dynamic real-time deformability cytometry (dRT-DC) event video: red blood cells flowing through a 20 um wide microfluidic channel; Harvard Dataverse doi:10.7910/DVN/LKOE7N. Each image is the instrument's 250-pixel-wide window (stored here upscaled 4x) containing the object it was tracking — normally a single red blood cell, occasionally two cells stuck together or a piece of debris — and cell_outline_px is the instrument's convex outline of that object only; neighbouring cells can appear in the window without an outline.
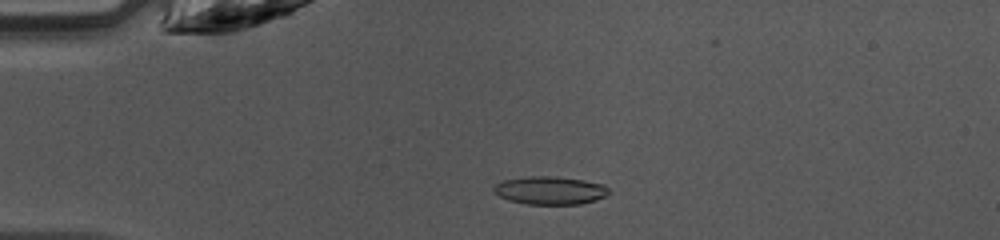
{"species": "common noctule bat (a hibernating species)", "species_latin": "Nyctalus noctula", "temperature_condition": "warm", "stored_images_in_passage": 47, "camera_frame_rate_fps": 3000, "um_per_image_px": 0.085, "animal": {"sex": "female", "body_mass_g": 10.0, "forearm_length_mm": 53.1}, "frame": {"image": 1, "passage_image": 11, "time_ms": 3.333, "image_size_px": [1000, 240], "cell_outline_px": [[612, 192], [608, 196], [596, 200], [580, 204], [524, 204], [508, 200], [500, 196], [492, 188], [496, 184], [504, 180], [528, 176], [552, 176], [584, 180], [604, 184]], "centroid_in_image_um": [46.81, 16.19], "position_along_channel_um": 38.2, "area_um2": 18.96}}
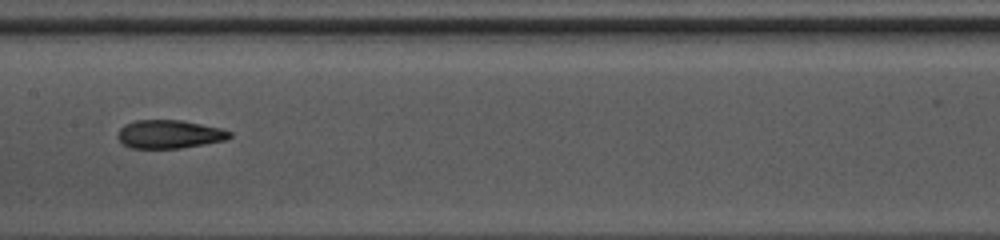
{"frame": {"image": 2, "passage_image": 24, "time_ms": 7.667, "image_size_px": [1000, 240], "cell_outline_px": [[232, 136], [224, 140], [204, 144], [180, 148], [132, 148], [124, 144], [116, 136], [120, 128], [124, 124], [136, 120], [180, 120], [220, 128], [232, 132]], "centroid_in_image_um": [14.37, 11.4], "position_along_channel_um": 193.0, "area_um2": 18.38}}
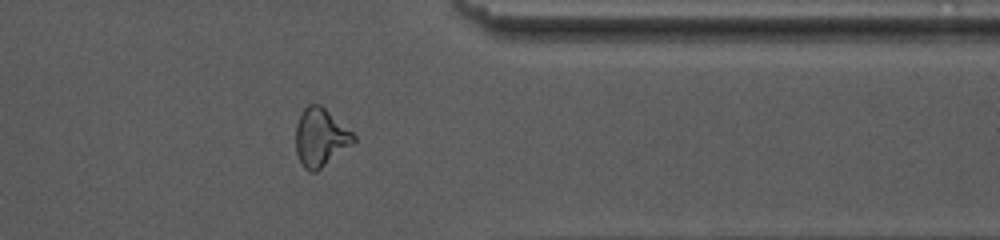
{"frame": {"image": 3, "passage_image": 38, "time_ms": 12.333, "image_size_px": [1000, 240], "cell_outline_px": [[356, 140], [352, 144], [316, 172], [308, 172], [300, 164], [296, 152], [296, 124], [300, 112], [308, 104], [320, 104], [352, 132], [356, 136]], "centroid_in_image_um": [27.21, 11.69], "position_along_channel_um": 384.2, "area_um2": 19.59}, "authors_computed_cell_mechanics": {"area_um2": 18.8428, "velocity_mm_per_s": 4.2553, "shape_relaxation_time_tau1_ms": 4.3653, "shape_relaxation_time_tau2_ms": 2.2122, "deformation_change_tau1": 0.1726, "deformation_change_tau2": 0.1073}}